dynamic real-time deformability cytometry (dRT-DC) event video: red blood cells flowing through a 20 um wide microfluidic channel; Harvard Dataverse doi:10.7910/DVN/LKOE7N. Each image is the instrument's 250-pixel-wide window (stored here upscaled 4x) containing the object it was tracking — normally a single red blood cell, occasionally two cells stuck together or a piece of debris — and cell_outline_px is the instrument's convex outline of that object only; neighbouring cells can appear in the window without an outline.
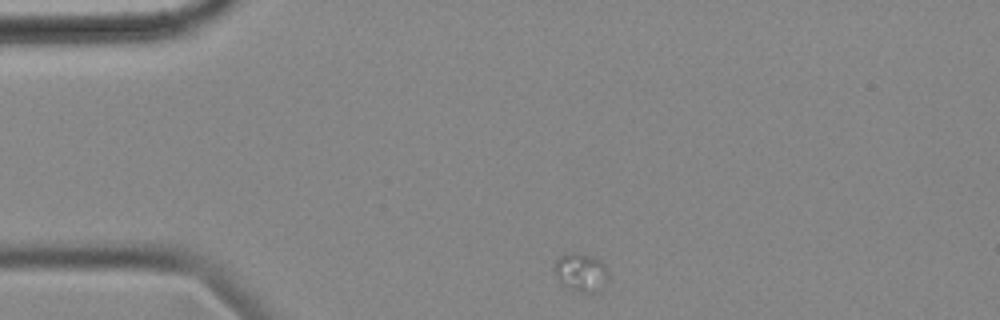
{"species": "common noctule bat (a hibernating species)", "species_latin": "Nyctalus noctula", "temperature_condition": "cold", "stored_images_in_passage": 28, "camera_frame_rate_fps": 3000, "um_per_image_px": 0.085, "animal": {"sex": "female", "body_mass_g": 18.4}, "frame": {"image": 1, "passage_image": 1, "time_ms": 0.0, "image_size_px": [1000, 320], "cell_outline_px": [[608, 280], [604, 288], [600, 292], [584, 292], [572, 288], [564, 284], [552, 272], [552, 268], [556, 260], [560, 256], [572, 252], [580, 252], [600, 260], [604, 264], [608, 272]], "centroid_in_image_um": [49.4, 23.13], "position_along_channel_um": 35.6, "area_um2": 12.14}}